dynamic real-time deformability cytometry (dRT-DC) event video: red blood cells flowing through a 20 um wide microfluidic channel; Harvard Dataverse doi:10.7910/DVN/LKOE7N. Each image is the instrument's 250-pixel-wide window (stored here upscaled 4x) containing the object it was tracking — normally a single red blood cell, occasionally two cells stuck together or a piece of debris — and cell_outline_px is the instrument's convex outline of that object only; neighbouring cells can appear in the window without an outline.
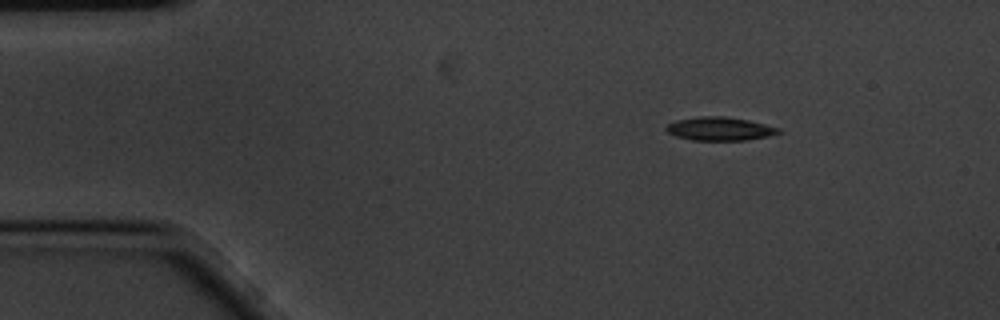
{"species": "common noctule bat (a hibernating species)", "species_latin": "Nyctalus noctula", "temperature_condition": "cold", "stored_images_in_passage": 51, "camera_frame_rate_fps": 3000, "um_per_image_px": 0.085, "animal": {"sex": "male", "body_mass_g": 20.1, "forearm_length_mm": 53.5}, "frame": {"image": 1, "passage_image": 1, "time_ms": 0.0, "image_size_px": [1000, 320], "cell_outline_px": [[784, 132], [768, 136], [748, 140], [692, 140], [676, 136], [668, 132], [664, 128], [668, 124], [676, 120], [700, 116], [724, 116], [748, 120], [780, 128]], "centroid_in_image_um": [61.2, 10.95], "position_along_channel_um": 23.8, "area_um2": 15.37}}
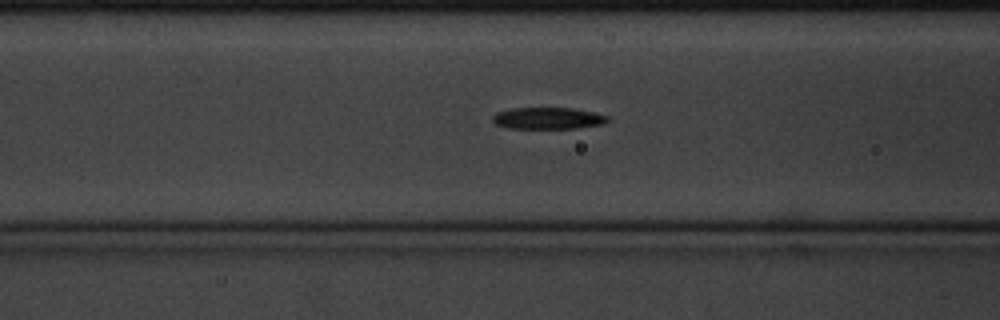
{"frame": {"image": 2, "passage_image": 15, "time_ms": 4.667, "image_size_px": [1000, 320], "cell_outline_px": [[612, 120], [604, 124], [576, 128], [508, 128], [496, 124], [492, 120], [492, 116], [496, 112], [512, 108], [572, 108], [592, 112], [608, 116]], "centroid_in_image_um": [46.59, 10.05], "position_along_channel_um": 120.0, "area_um2": 14.57}}
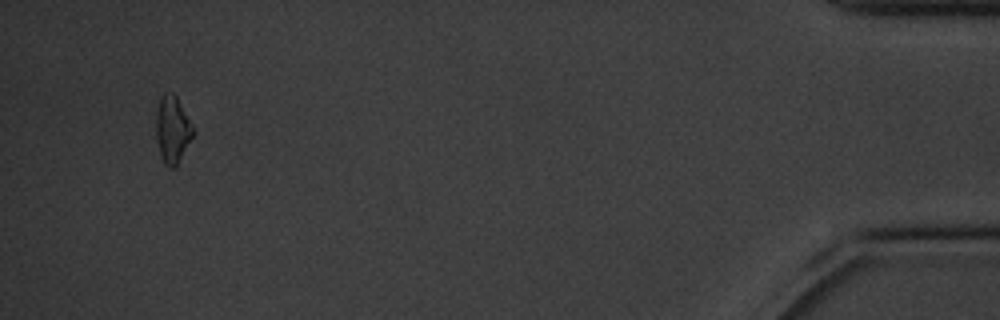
{"frame": {"image": 3, "passage_image": 48, "time_ms": 15.667, "image_size_px": [1000, 320], "cell_outline_px": [[196, 132], [176, 168], [168, 168], [164, 164], [160, 152], [156, 136], [156, 112], [160, 96], [164, 92], [172, 92], [176, 96]], "centroid_in_image_um": [14.67, 11.03], "position_along_channel_um": 420.5, "area_um2": 14.68}, "authors_computed_cell_mechanics": {"area_um2": 14.739, "velocity_mm_per_s": 3.4372, "shape_relaxation_time_tau1_ms": 8.627, "shape_relaxation_time_tau2_ms": null, "deformation_change_tau1": 0.2163, "deformation_change_tau2": null}}